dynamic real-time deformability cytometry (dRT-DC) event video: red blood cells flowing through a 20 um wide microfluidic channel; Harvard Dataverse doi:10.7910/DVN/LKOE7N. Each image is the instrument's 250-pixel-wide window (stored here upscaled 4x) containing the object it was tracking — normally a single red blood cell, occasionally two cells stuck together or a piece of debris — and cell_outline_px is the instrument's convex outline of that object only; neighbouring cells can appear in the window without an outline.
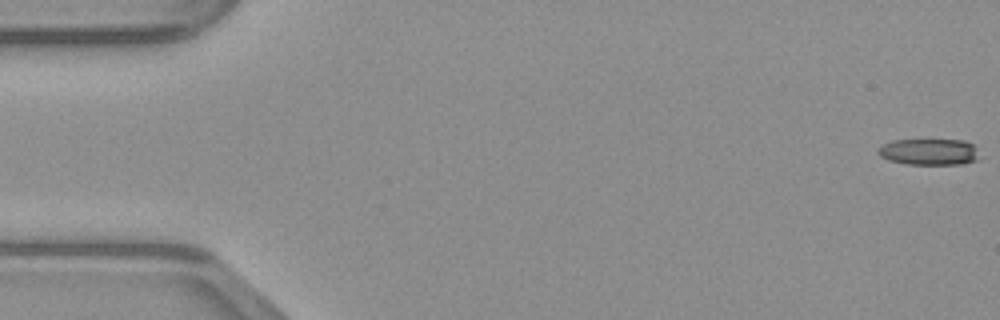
{"species": "common noctule bat (a hibernating species)", "species_latin": "Nyctalus noctula", "temperature_condition": "warm", "stored_images_in_passage": 49, "camera_frame_rate_fps": 3000, "um_per_image_px": 0.085, "animal": {"sex": "male", "body_mass_g": 23.1, "forearm_length_mm": 52.7}, "frame": {"image": 1, "passage_image": 1, "time_ms": 0.0, "image_size_px": [1000, 320], "cell_outline_px": [[976, 160], [964, 164], [908, 164], [888, 160], [880, 156], [876, 152], [884, 144], [892, 140], [964, 140], [972, 144], [976, 148]], "centroid_in_image_um": [78.94, 12.91], "position_along_channel_um": 6.1, "area_um2": 15.37}}
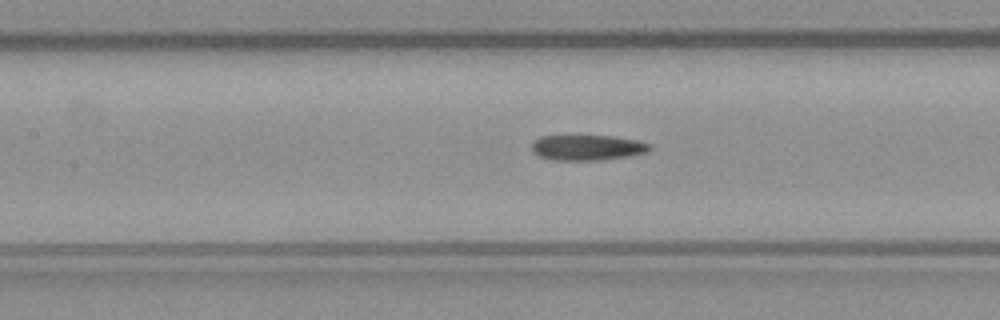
{"frame": {"image": 2, "passage_image": 22, "time_ms": 7.0, "image_size_px": [1000, 320], "cell_outline_px": [[652, 148], [648, 152], [628, 156], [604, 160], [552, 160], [540, 156], [532, 152], [532, 144], [540, 136], [612, 136], [636, 140], [652, 144]], "centroid_in_image_um": [49.95, 12.55], "position_along_channel_um": 157.4, "area_um2": 17.51}}
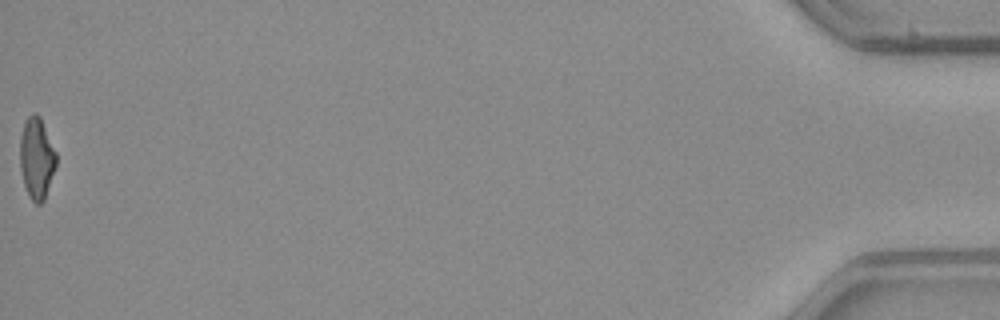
{"frame": {"image": 3, "passage_image": 49, "time_ms": 16.0, "image_size_px": [1000, 320], "cell_outline_px": [[56, 168], [44, 200], [40, 204], [36, 204], [32, 200], [24, 184], [20, 168], [20, 136], [24, 124], [28, 116], [32, 112], [36, 112], [40, 116], [56, 152]], "centroid_in_image_um": [3.12, 13.43], "position_along_channel_um": 432.1, "area_um2": 17.17}}